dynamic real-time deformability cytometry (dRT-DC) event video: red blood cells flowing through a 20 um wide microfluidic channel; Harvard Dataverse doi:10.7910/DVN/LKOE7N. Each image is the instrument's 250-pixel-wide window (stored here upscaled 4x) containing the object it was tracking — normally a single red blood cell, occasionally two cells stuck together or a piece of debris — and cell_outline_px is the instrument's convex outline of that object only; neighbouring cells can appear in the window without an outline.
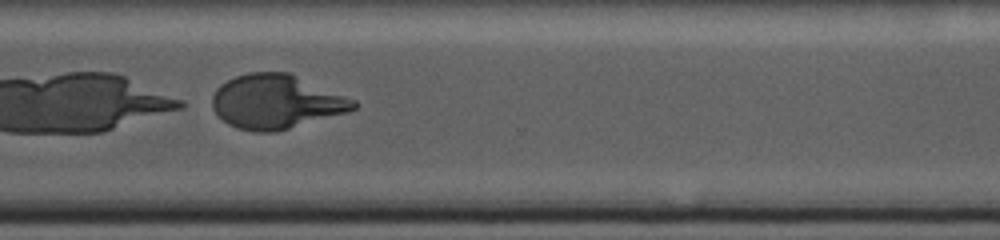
{"species": "human", "species_latin": "Homo sapiens", "temperature_condition": "warm", "stored_images_in_passage": 62, "camera_frame_rate_fps": 3000, "um_per_image_px": 0.085, "donor": {"sex": "male"}, "frame": {"image": 1, "passage_image": 52, "time_ms": 35.333, "image_size_px": [1000, 240], "cell_outline_px": [[360, 104], [356, 108], [348, 112], [276, 132], [252, 132], [236, 128], [228, 124], [212, 108], [212, 96], [216, 88], [220, 84], [236, 76], [248, 72], [288, 72], [356, 100]], "centroid_in_image_um": [23.48, 8.65], "position_along_channel_um": 347.1, "area_um2": 44.68}}